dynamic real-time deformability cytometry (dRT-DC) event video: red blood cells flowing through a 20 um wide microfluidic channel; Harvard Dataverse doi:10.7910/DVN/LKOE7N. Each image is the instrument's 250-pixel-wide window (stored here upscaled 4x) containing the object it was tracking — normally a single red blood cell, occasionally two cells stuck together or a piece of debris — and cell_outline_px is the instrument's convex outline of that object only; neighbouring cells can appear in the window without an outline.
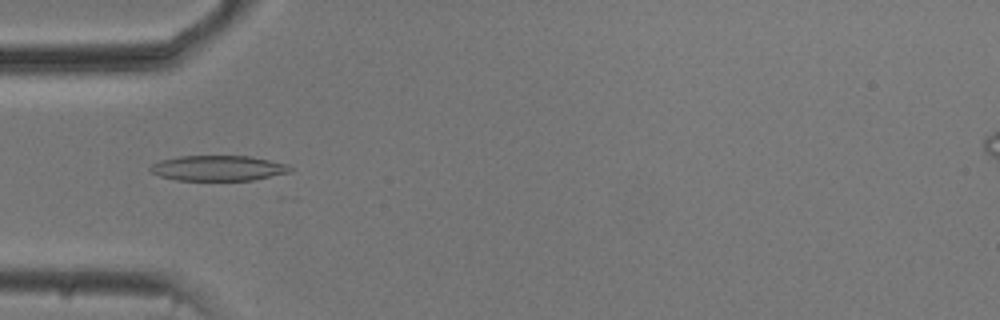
{"species": "common noctule bat (a hibernating species)", "species_latin": "Nyctalus noctula", "temperature_condition": "cold", "stored_images_in_passage": 35, "camera_frame_rate_fps": 3000, "um_per_image_px": 0.085, "animal": {"sex": "male", "body_mass_g": 20.5, "forearm_length_mm": 52.5}, "frame": {"image": 1, "passage_image": 8, "time_ms": 2.333, "image_size_px": [1000, 320], "cell_outline_px": [[292, 172], [252, 180], [176, 180], [160, 176], [152, 172], [148, 168], [152, 164], [160, 160], [180, 156], [248, 156], [288, 164], [292, 168]], "centroid_in_image_um": [18.54, 14.29], "position_along_channel_um": 66.5, "area_um2": 20.58}}
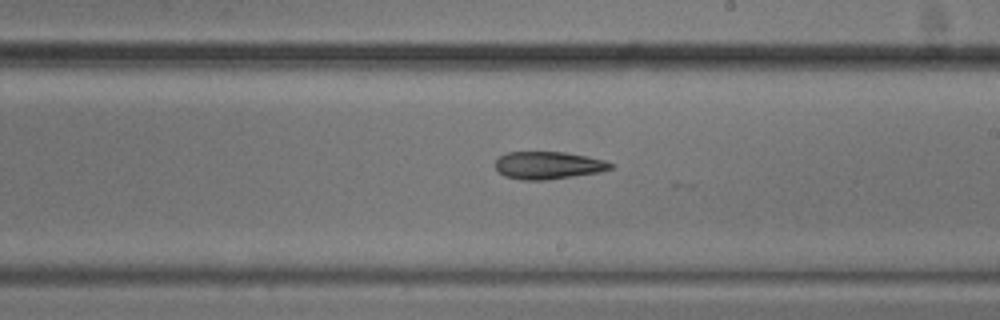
{"frame": {"image": 2, "passage_image": 22, "time_ms": 7.0, "image_size_px": [1000, 320], "cell_outline_px": [[616, 164], [612, 168], [600, 172], [544, 180], [520, 180], [504, 176], [496, 168], [496, 160], [500, 156], [508, 152], [564, 152], [604, 160]], "centroid_in_image_um": [46.6, 14.05], "position_along_channel_um": 242.4, "area_um2": 18.38}}
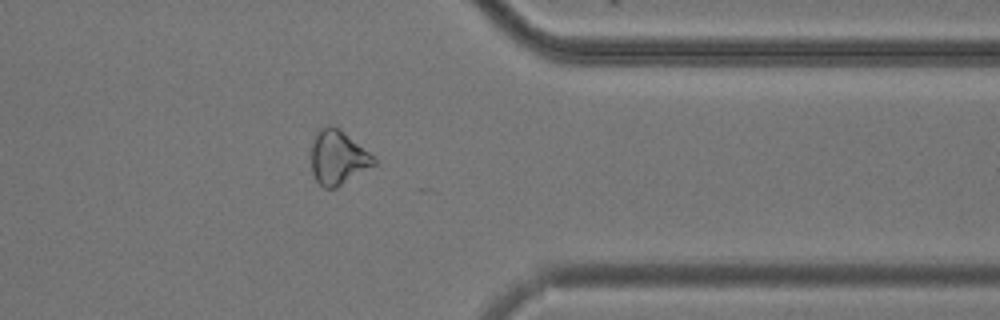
{"frame": {"image": 3, "passage_image": 34, "time_ms": 11.0, "image_size_px": [1000, 320], "cell_outline_px": [[376, 164], [336, 188], [324, 188], [316, 180], [312, 172], [312, 144], [316, 132], [320, 128], [328, 124], [332, 124], [344, 132], [376, 156]], "centroid_in_image_um": [28.74, 13.37], "position_along_channel_um": 382.7, "area_um2": 19.88}, "authors_computed_cell_mechanics": {"area_um2": 19.4208, "velocity_mm_per_s": 3.7581, "shape_relaxation_time_tau1_ms": 2.8782, "shape_relaxation_time_tau2_ms": 5.6295, "deformation_change_tau1": 0.0899, "deformation_change_tau2": 0.1596}}